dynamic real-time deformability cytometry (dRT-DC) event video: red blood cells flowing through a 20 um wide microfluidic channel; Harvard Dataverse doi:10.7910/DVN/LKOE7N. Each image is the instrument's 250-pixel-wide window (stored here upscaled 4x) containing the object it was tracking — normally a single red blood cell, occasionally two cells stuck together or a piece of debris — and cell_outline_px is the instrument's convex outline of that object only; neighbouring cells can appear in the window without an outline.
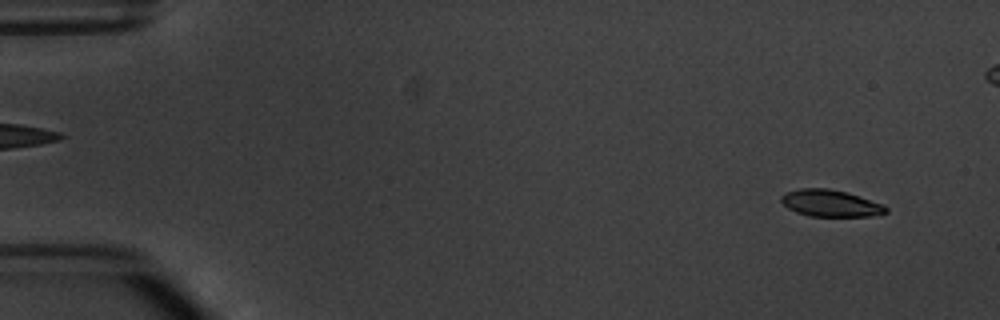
{"species": "common noctule bat (a hibernating species)", "species_latin": "Nyctalus noctula", "temperature_condition": "warm", "stored_images_in_passage": 5, "camera_frame_rate_fps": 3000, "um_per_image_px": 0.085, "animal": {"sex": "male", "body_mass_g": 20.1, "forearm_length_mm": 53.5}, "frame": {"image": 1, "passage_image": 1, "time_ms": 0.0, "image_size_px": [1000, 320], "cell_outline_px": [[888, 212], [872, 216], [808, 216], [796, 212], [788, 208], [780, 200], [780, 196], [784, 192], [800, 188], [828, 188], [848, 192], [884, 204], [888, 208]], "centroid_in_image_um": [70.59, 17.27], "position_along_channel_um": 14.4, "area_um2": 16.59}}